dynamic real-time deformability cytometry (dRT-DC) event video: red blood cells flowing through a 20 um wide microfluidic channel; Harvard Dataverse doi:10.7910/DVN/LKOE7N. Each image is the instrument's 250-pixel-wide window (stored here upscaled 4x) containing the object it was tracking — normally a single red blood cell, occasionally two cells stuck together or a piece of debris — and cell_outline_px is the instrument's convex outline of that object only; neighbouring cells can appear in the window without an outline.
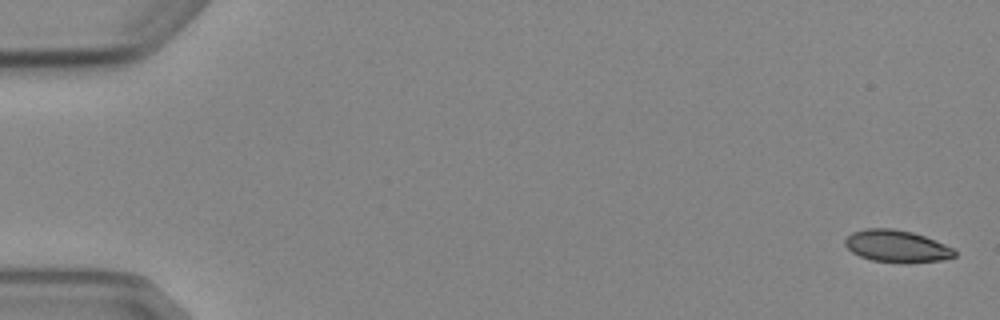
{"species": "Egyptian fruit bat (a non-hibernating species)", "species_latin": "Rousettus aegyptiacus", "temperature_condition": "cold", "stored_images_in_passage": 6, "camera_frame_rate_fps": 3000, "um_per_image_px": 0.085, "animal": {"sex": "female"}, "frame": {"image": 1, "passage_image": 1, "time_ms": 0.0, "image_size_px": [1000, 320], "cell_outline_px": [[956, 256], [944, 260], [872, 260], [860, 256], [852, 252], [844, 244], [844, 240], [852, 232], [864, 228], [892, 228], [912, 232], [924, 236], [944, 244], [952, 248], [956, 252]], "centroid_in_image_um": [76.17, 20.87], "position_along_channel_um": 8.8, "area_um2": 19.65}}
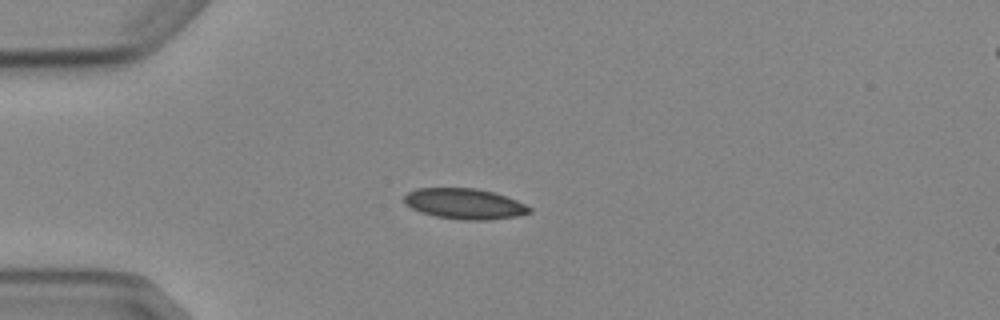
{"frame": {"image": 2, "passage_image": 4, "time_ms": 4.333, "image_size_px": [1000, 320], "cell_outline_px": [[532, 212], [516, 216], [488, 220], [464, 220], [436, 216], [420, 212], [412, 208], [404, 200], [404, 196], [408, 192], [416, 188], [476, 188], [492, 192], [516, 200], [532, 208]], "centroid_in_image_um": [39.49, 17.32], "position_along_channel_um": 45.5, "area_um2": 22.14}}
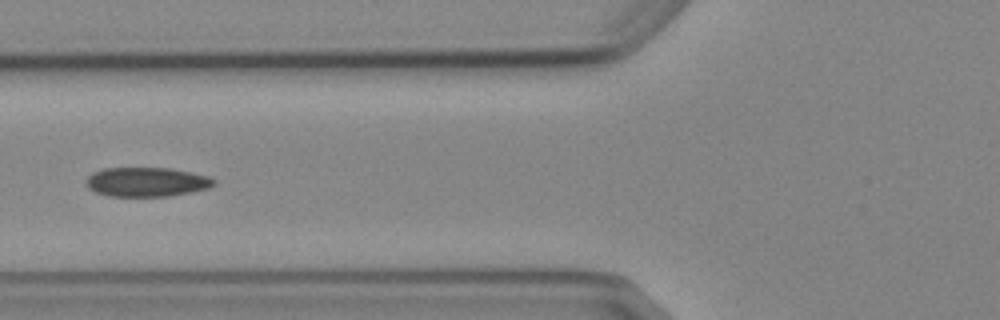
{"frame": {"image": 3, "passage_image": 6, "time_ms": 6.667, "image_size_px": [1000, 320], "cell_outline_px": [[216, 184], [208, 188], [192, 192], [168, 196], [108, 196], [96, 192], [88, 188], [88, 176], [92, 172], [104, 168], [172, 168], [192, 172], [208, 176], [216, 180]], "centroid_in_image_um": [12.5, 15.46], "position_along_channel_um": 113.3, "area_um2": 21.85}}